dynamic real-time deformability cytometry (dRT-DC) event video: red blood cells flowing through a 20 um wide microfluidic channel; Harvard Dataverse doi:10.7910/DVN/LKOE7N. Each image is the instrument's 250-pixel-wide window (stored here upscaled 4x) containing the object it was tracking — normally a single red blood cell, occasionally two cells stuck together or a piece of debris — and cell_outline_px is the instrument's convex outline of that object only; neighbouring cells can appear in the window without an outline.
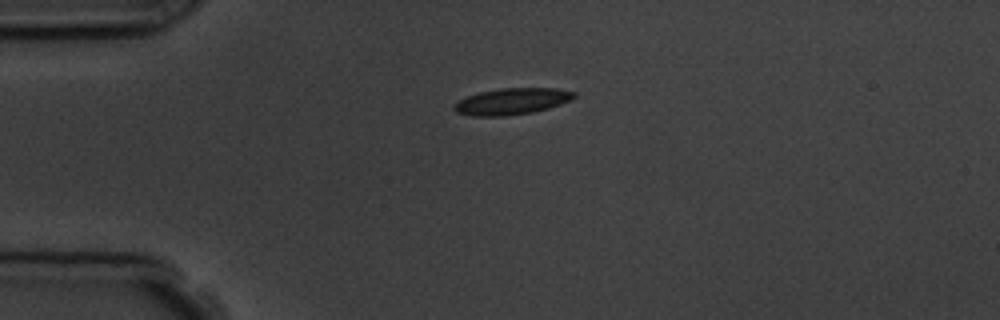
{"species": "common noctule bat (a hibernating species)", "species_latin": "Nyctalus noctula", "temperature_condition": "room temperature", "stored_images_in_passage": 7, "camera_frame_rate_fps": 3000, "um_per_image_px": 0.085, "animal": {"sex": "male", "body_mass_g": 19.5, "forearm_length_mm": 54.6}, "frame": {"image": 1, "passage_image": 1, "time_ms": 0.0, "image_size_px": [1000, 320], "cell_outline_px": [[576, 96], [560, 104], [548, 108], [532, 112], [504, 116], [472, 116], [456, 112], [452, 108], [460, 100], [468, 96], [480, 92], [500, 88], [556, 88], [576, 92]], "centroid_in_image_um": [43.51, 8.61], "position_along_channel_um": 41.5, "area_um2": 18.26}}
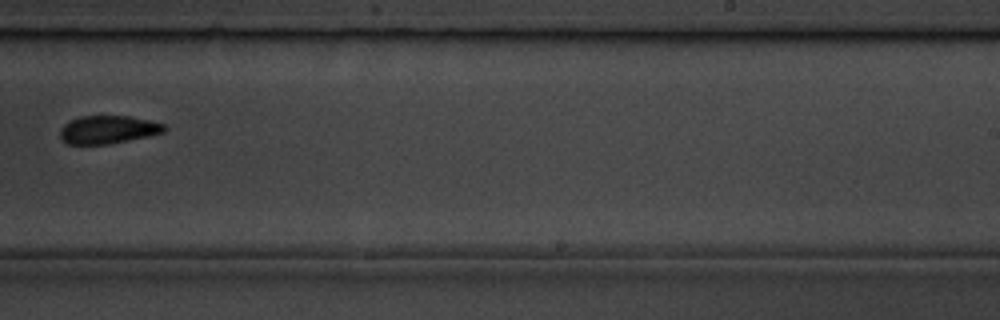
{"frame": {"image": 2, "passage_image": 7, "time_ms": 7.0, "image_size_px": [1000, 320], "cell_outline_px": [[168, 128], [164, 132], [148, 136], [108, 144], [68, 144], [60, 136], [60, 128], [64, 124], [80, 116], [128, 116], [148, 120], [164, 124]], "centroid_in_image_um": [9.19, 11.01], "position_along_channel_um": 279.8, "area_um2": 16.88}}